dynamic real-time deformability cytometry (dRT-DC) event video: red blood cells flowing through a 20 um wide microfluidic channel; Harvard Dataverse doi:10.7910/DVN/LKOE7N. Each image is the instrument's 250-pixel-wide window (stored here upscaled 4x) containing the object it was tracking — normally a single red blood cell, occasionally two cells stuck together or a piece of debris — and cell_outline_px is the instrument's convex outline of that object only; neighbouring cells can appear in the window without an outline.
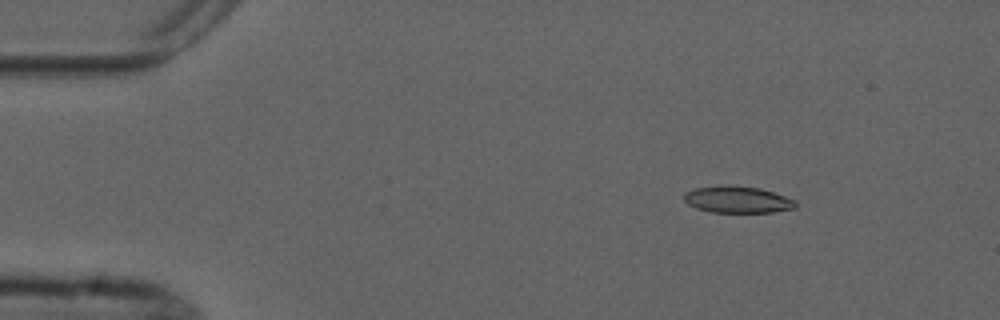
{"species": "common noctule bat (a hibernating species)", "species_latin": "Nyctalus noctula", "temperature_condition": "cold", "stored_images_in_passage": 5, "camera_frame_rate_fps": 3000, "um_per_image_px": 0.085, "animal": {"sex": "male", "forearm_length_mm": 52.5}, "frame": {"image": 1, "passage_image": 3, "time_ms": 2.333, "image_size_px": [1000, 320], "cell_outline_px": [[796, 208], [772, 212], [712, 212], [696, 208], [688, 204], [684, 200], [684, 196], [688, 192], [696, 188], [720, 184], [724, 184], [760, 188], [796, 200]], "centroid_in_image_um": [62.69, 16.96], "position_along_channel_um": 22.3, "area_um2": 17.34}}